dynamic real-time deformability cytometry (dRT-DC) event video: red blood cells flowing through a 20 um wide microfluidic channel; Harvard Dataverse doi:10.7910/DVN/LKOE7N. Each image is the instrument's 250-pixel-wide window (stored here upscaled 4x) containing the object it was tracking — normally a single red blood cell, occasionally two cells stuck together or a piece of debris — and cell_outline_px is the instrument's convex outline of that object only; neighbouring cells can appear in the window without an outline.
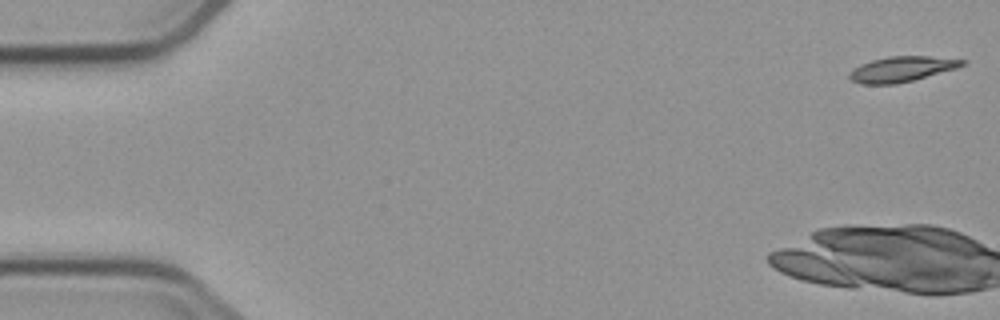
{"species": "common noctule bat (a hibernating species)", "species_latin": "Nyctalus noctula", "temperature_condition": "cold", "stored_images_in_passage": 5, "camera_frame_rate_fps": 3000, "um_per_image_px": 0.085, "animal": {"sex": "male", "body_mass_g": 23.1, "forearm_length_mm": 52.7}, "frame": {"image": 1, "passage_image": 1, "time_ms": 0.0, "image_size_px": [1000, 320], "cell_outline_px": [[968, 64], [956, 68], [912, 80], [896, 84], [860, 84], [852, 80], [848, 76], [848, 72], [852, 68], [860, 64], [872, 60], [888, 56], [928, 56], [968, 60]], "centroid_in_image_um": [76.63, 5.86], "position_along_channel_um": 8.4, "area_um2": 16.7}}